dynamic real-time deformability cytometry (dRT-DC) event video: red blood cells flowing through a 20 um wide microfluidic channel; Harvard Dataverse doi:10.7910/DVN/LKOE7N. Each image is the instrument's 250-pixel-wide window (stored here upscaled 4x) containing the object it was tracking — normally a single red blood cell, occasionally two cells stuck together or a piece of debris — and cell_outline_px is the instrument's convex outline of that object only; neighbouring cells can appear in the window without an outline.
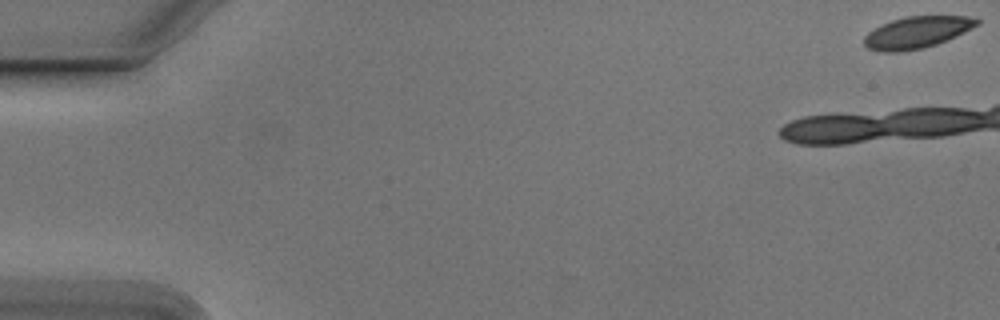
{"species": "Egyptian fruit bat (a non-hibernating species)", "species_latin": "Rousettus aegyptiacus", "temperature_condition": "cold", "stored_images_in_passage": 41, "camera_frame_rate_fps": 3000, "um_per_image_px": 0.085, "animal": {"sex": "male"}, "frame": {"image": 1, "passage_image": 1, "time_ms": 0.0, "image_size_px": [1000, 320], "cell_outline_px": [[980, 24], [948, 40], [924, 48], [900, 52], [884, 52], [868, 48], [864, 44], [864, 36], [868, 32], [880, 24], [904, 16], [964, 16], [980, 20]], "centroid_in_image_um": [77.92, 2.75], "position_along_channel_um": 7.1, "area_um2": 20.92}}
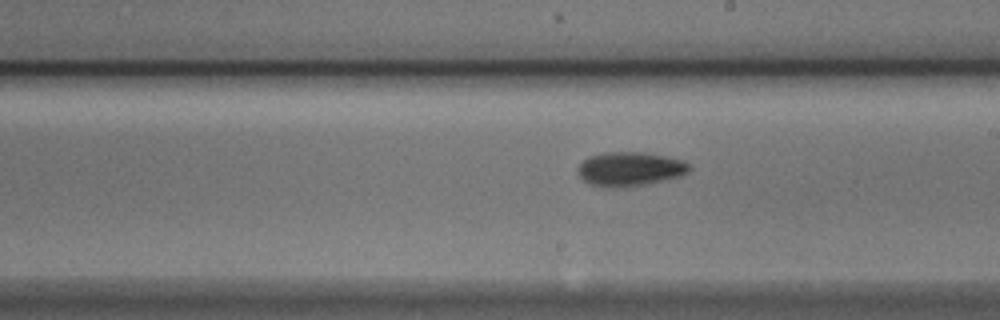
{"frame": {"image": 2, "passage_image": 28, "time_ms": 9.0, "image_size_px": [1000, 320], "cell_outline_px": [[692, 168], [688, 172], [680, 176], [632, 188], [604, 188], [588, 184], [580, 176], [580, 164], [588, 156], [604, 152], [644, 152], [668, 156], [684, 160]], "centroid_in_image_um": [53.57, 14.38], "position_along_channel_um": 235.4, "area_um2": 22.6}}
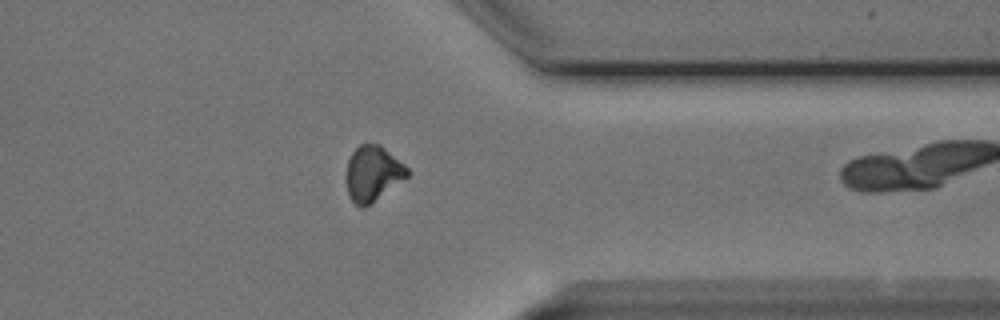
{"frame": {"image": 3, "passage_image": 40, "time_ms": 13.0, "image_size_px": [1000, 320], "cell_outline_px": [[408, 176], [364, 208], [360, 208], [348, 196], [344, 180], [348, 160], [352, 152], [360, 144], [380, 144], [404, 164], [408, 168]], "centroid_in_image_um": [31.64, 14.75], "position_along_channel_um": 379.8, "area_um2": 19.71}}